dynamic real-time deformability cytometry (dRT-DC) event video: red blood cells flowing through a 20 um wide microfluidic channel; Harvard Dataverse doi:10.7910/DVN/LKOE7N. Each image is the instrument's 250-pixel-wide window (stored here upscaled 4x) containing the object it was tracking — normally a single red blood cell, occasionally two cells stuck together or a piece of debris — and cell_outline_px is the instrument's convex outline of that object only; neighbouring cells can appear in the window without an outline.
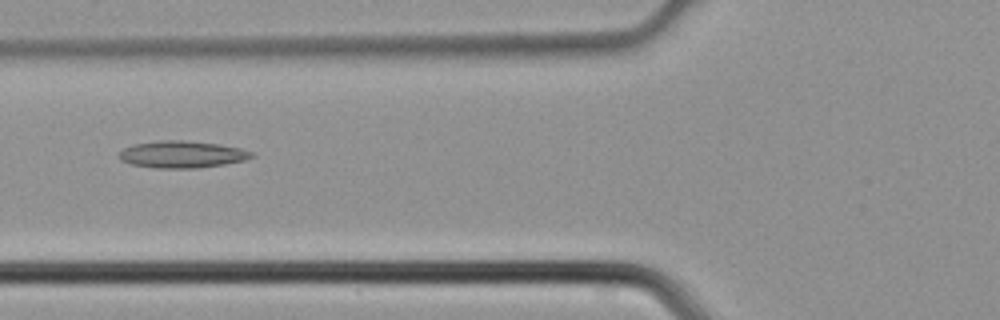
{"species": "common noctule bat (a hibernating species)", "species_latin": "Nyctalus noctula", "temperature_condition": "cold", "stored_images_in_passage": 43, "camera_frame_rate_fps": 3000, "um_per_image_px": 0.085, "animal": {"sex": "male", "body_mass_g": 21.5, "forearm_length_mm": 52.0}, "frame": {"image": 1, "passage_image": 15, "time_ms": 4.667, "image_size_px": [1000, 320], "cell_outline_px": [[256, 156], [244, 160], [224, 164], [200, 168], [156, 168], [132, 164], [120, 160], [120, 152], [124, 148], [132, 144], [160, 140], [188, 140], [220, 144], [240, 148], [256, 152]], "centroid_in_image_um": [15.52, 13.11], "position_along_channel_um": 110.3, "area_um2": 21.04}}
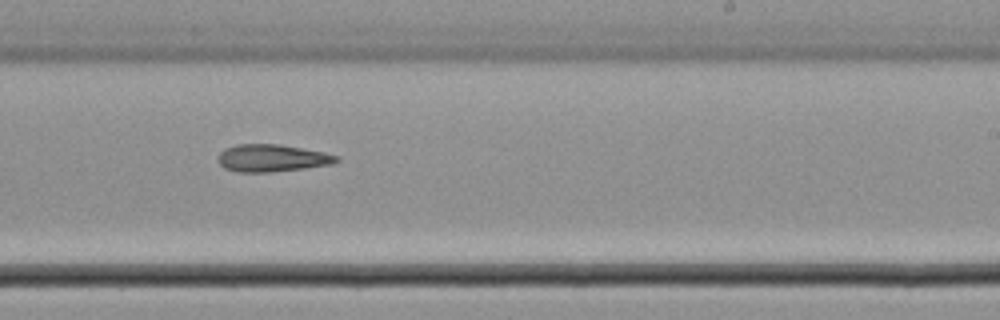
{"frame": {"image": 2, "passage_image": 25, "time_ms": 8.0, "image_size_px": [1000, 320], "cell_outline_px": [[340, 160], [332, 164], [304, 168], [272, 172], [236, 172], [224, 168], [220, 164], [220, 152], [224, 148], [236, 144], [276, 144], [324, 152], [340, 156]], "centroid_in_image_um": [23.13, 13.44], "position_along_channel_um": 265.9, "area_um2": 18.79}}
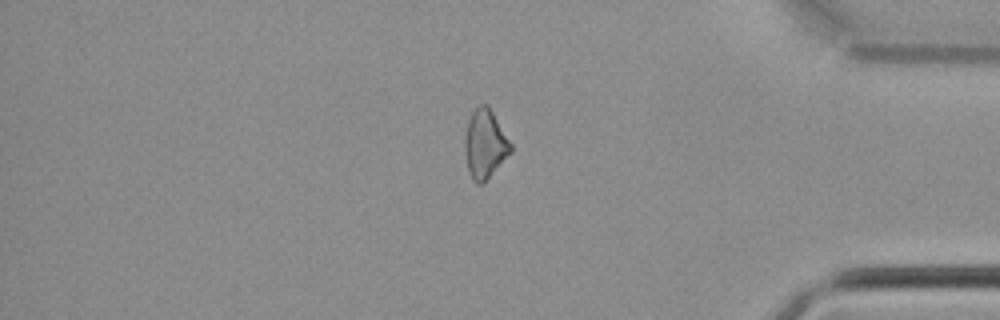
{"frame": {"image": 3, "passage_image": 35, "time_ms": 11.333, "image_size_px": [1000, 320], "cell_outline_px": [[512, 152], [480, 184], [476, 184], [472, 180], [468, 168], [464, 148], [464, 140], [468, 120], [472, 112], [480, 104], [488, 104], [512, 144]], "centroid_in_image_um": [41.22, 12.2], "position_along_channel_um": 394.0, "area_um2": 18.15}}